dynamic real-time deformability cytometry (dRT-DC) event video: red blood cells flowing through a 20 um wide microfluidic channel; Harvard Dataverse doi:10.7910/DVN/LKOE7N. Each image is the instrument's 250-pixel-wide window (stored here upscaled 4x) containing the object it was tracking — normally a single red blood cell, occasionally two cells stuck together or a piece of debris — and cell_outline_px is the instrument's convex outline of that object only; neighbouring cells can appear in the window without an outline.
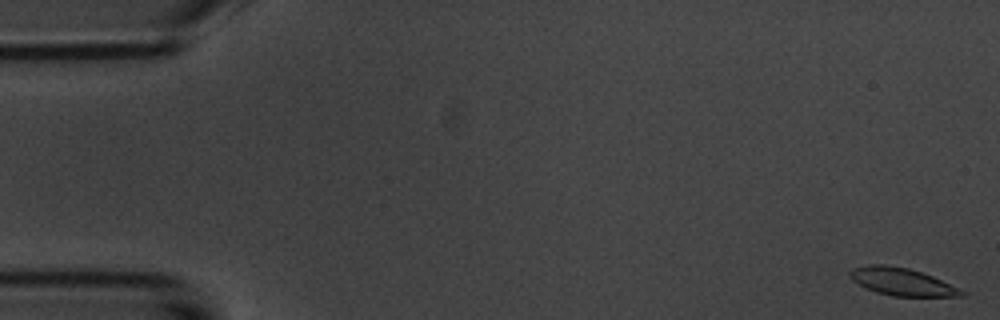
{"species": "common noctule bat (a hibernating species)", "species_latin": "Nyctalus noctula", "temperature_condition": "room temperature", "stored_images_in_passage": 6, "camera_frame_rate_fps": 3000, "um_per_image_px": 0.085, "animal": {"sex": "male", "body_mass_g": 20.1, "forearm_length_mm": 53.5}, "frame": {"image": 1, "passage_image": 1, "time_ms": 0.0, "image_size_px": [1000, 320], "cell_outline_px": [[968, 292], [964, 296], [892, 296], [876, 292], [852, 280], [848, 276], [848, 272], [852, 268], [868, 264], [884, 264], [908, 268], [932, 276]], "centroid_in_image_um": [76.65, 23.94], "position_along_channel_um": 8.4, "area_um2": 17.86}}